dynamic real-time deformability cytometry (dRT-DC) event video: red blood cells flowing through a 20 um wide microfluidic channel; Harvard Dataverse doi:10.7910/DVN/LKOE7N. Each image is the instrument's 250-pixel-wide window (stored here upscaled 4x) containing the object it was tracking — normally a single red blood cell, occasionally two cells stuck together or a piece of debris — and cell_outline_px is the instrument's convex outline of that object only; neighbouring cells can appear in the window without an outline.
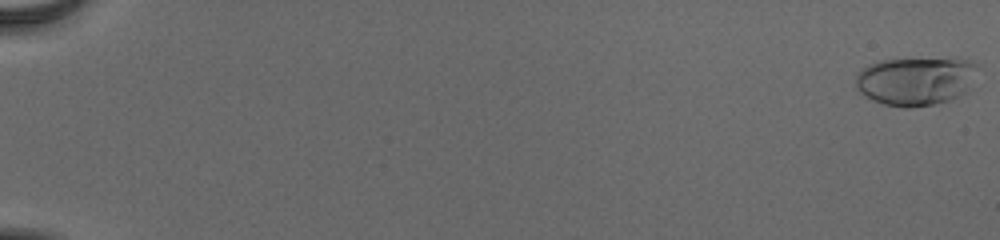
{"species": "human", "species_latin": "Homo sapiens", "temperature_condition": "cold", "stored_images_in_passage": 56, "camera_frame_rate_fps": 3000, "um_per_image_px": 0.085, "donor": {"sex": "male"}, "frame": {"image": 1, "passage_image": 1, "time_ms": 0.0, "image_size_px": [1000, 240], "cell_outline_px": [[980, 64], [968, 92], [952, 100], [932, 104], [908, 108], [904, 108], [884, 104], [872, 100], [860, 92], [856, 88], [856, 76], [860, 68], [876, 60], [952, 56], [960, 56], [972, 60]], "centroid_in_image_um": [77.91, 6.82], "position_along_channel_um": 7.1, "area_um2": 36.01}}
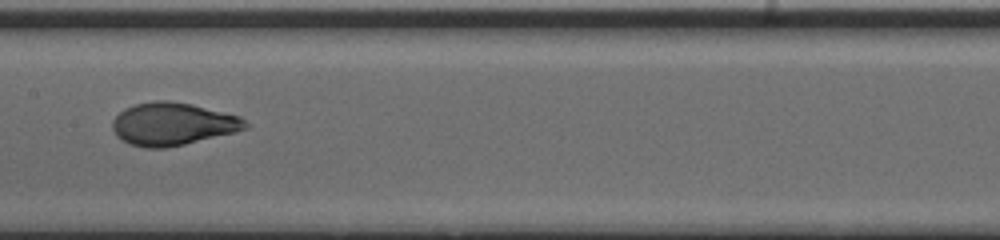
{"frame": {"image": 2, "passage_image": 32, "time_ms": 10.333, "image_size_px": [1000, 240], "cell_outline_px": [[252, 124], [248, 128], [236, 132], [184, 144], [164, 148], [144, 148], [128, 144], [120, 140], [116, 136], [112, 128], [112, 120], [124, 108], [136, 104], [156, 100], [168, 100], [192, 104], [240, 116]], "centroid_in_image_um": [14.69, 10.54], "position_along_channel_um": 192.7, "area_um2": 33.41}}
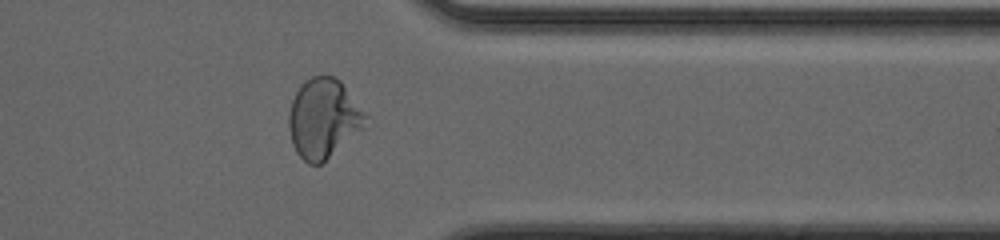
{"frame": {"image": 3, "passage_image": 47, "time_ms": 15.333, "image_size_px": [1000, 240], "cell_outline_px": [[368, 116], [364, 128], [320, 164], [308, 164], [296, 152], [292, 144], [288, 128], [288, 112], [292, 100], [300, 84], [304, 80], [312, 76], [332, 76], [340, 80]], "centroid_in_image_um": [27.47, 10.05], "position_along_channel_um": 383.9, "area_um2": 35.49}, "authors_computed_cell_mechanics": {"area_um2": 32.7148, "velocity_mm_per_s": 3.8938, "shape_relaxation_time_tau1_ms": 6.1418, "shape_relaxation_time_tau2_ms": null, "deformation_change_tau1": 0.2425, "deformation_change_tau2": null}}